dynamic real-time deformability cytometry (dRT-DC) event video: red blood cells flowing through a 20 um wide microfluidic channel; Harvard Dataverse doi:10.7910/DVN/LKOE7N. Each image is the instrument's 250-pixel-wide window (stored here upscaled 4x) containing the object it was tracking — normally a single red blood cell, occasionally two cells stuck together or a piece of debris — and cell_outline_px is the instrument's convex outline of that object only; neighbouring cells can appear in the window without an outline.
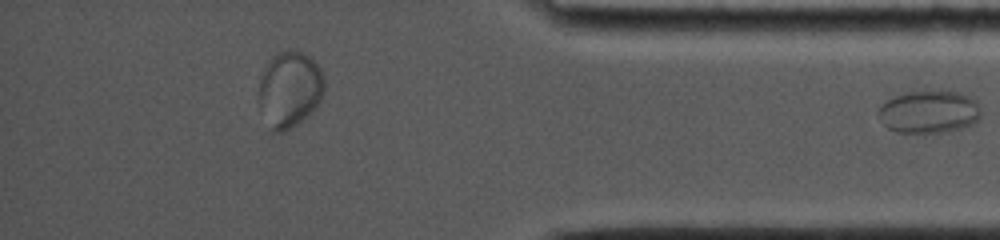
{"species": "common noctule bat (a hibernating species)", "species_latin": "Nyctalus noctula", "temperature_condition": "cold", "stored_images_in_passage": 50, "segment_of_instrument_passage": [2, 2], "camera_frame_rate_fps": 5000, "um_per_image_px": 0.085, "animal": {"sex": "female", "body_mass_g": 19.0, "forearm_length_mm": 53.3}, "frame": {"image": 1, "passage_image": 50, "time_ms": 12.4, "image_size_px": [1000, 240], "cell_outline_px": [[980, 116], [972, 124], [960, 128], [940, 132], [896, 132], [888, 128], [884, 124], [876, 112], [888, 100], [896, 96], [908, 92], [940, 88], [960, 92], [972, 96], [976, 100], [980, 108]], "centroid_in_image_um": [79.01, 9.45], "position_along_channel_um": 356.2, "area_um2": 25.78}}